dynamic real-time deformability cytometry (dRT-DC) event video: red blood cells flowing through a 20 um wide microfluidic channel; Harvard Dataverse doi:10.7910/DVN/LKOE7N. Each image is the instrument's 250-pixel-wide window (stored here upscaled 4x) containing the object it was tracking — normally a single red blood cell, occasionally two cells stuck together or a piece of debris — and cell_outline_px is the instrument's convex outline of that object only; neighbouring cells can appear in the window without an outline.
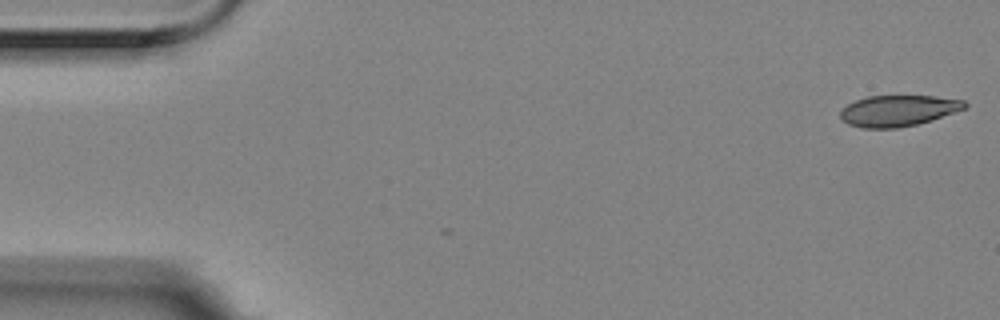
{"species": "Egyptian fruit bat (a non-hibernating species)", "species_latin": "Rousettus aegyptiacus", "temperature_condition": "room temperature", "stored_images_in_passage": 5, "camera_frame_rate_fps": 3000, "um_per_image_px": 0.085, "animal": {"sex": "female"}, "frame": {"image": 1, "passage_image": 1, "time_ms": 0.0, "image_size_px": [1000, 320], "cell_outline_px": [[968, 108], [916, 124], [896, 128], [860, 128], [848, 124], [840, 120], [840, 112], [848, 104], [856, 100], [868, 96], [936, 96], [964, 100], [968, 104]], "centroid_in_image_um": [76.34, 9.41], "position_along_channel_um": 8.7, "area_um2": 22.48}}
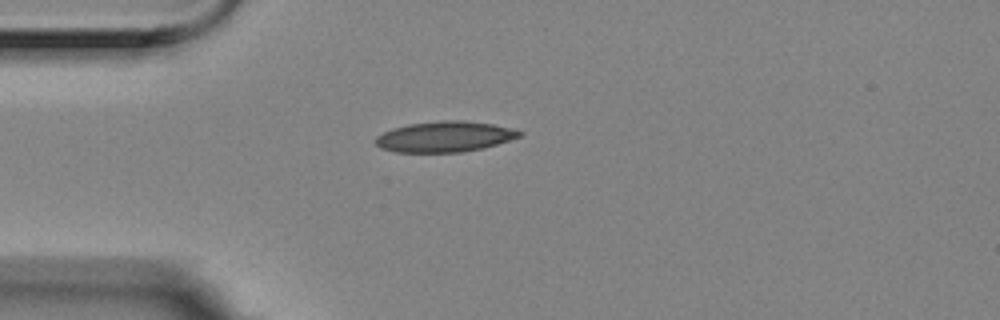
{"frame": {"image": 2, "passage_image": 3, "time_ms": 0.667, "image_size_px": [1000, 320], "cell_outline_px": [[524, 132], [520, 136], [496, 144], [480, 148], [460, 152], [396, 152], [380, 148], [376, 144], [376, 136], [392, 128], [408, 124], [440, 120], [464, 120], [492, 124]], "centroid_in_image_um": [37.75, 11.61], "position_along_channel_um": 47.3, "area_um2": 25.43}}
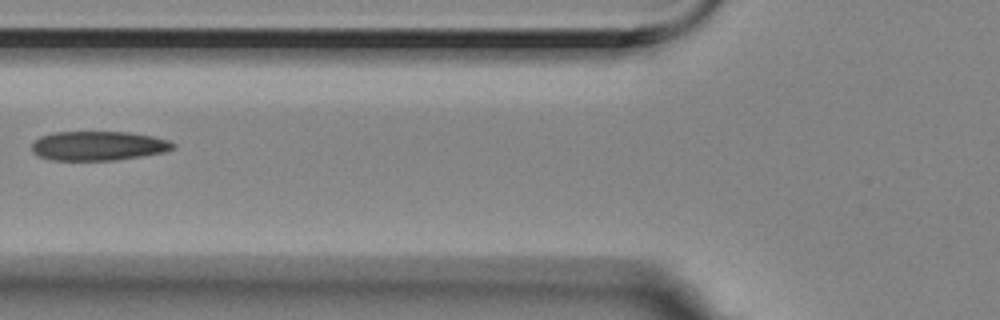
{"frame": {"image": 3, "passage_image": 5, "time_ms": 1.333, "image_size_px": [1000, 320], "cell_outline_px": [[176, 148], [164, 152], [116, 160], [52, 160], [36, 156], [32, 152], [32, 144], [40, 136], [52, 132], [128, 132], [152, 136], [168, 140], [176, 144]], "centroid_in_image_um": [8.34, 12.39], "position_along_channel_um": 117.5, "area_um2": 24.22}}